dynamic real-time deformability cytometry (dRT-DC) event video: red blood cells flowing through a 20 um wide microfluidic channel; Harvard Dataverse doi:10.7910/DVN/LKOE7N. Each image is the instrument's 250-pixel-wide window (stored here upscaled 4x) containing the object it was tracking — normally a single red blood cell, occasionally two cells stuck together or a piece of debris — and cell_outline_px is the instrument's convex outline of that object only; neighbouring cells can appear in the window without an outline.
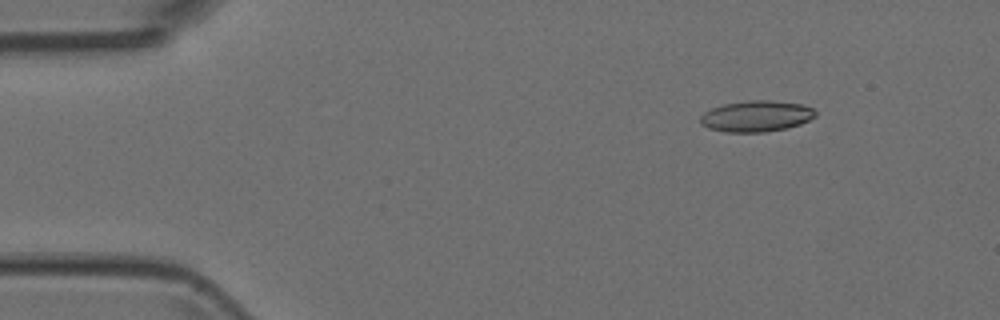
{"species": "Egyptian fruit bat (a non-hibernating species)", "species_latin": "Rousettus aegyptiacus", "temperature_condition": "room temperature", "stored_images_in_passage": 3, "camera_frame_rate_fps": 3000, "um_per_image_px": 0.085, "animal": {"sex": "female"}, "frame": {"image": 1, "passage_image": 1, "time_ms": 0.0, "image_size_px": [1000, 320], "cell_outline_px": [[816, 116], [800, 124], [784, 128], [764, 132], [724, 132], [708, 128], [700, 124], [700, 116], [704, 112], [712, 108], [724, 104], [748, 100], [768, 100], [800, 104], [812, 108], [816, 112]], "centroid_in_image_um": [64.24, 9.88], "position_along_channel_um": 20.8, "area_um2": 20.75}}